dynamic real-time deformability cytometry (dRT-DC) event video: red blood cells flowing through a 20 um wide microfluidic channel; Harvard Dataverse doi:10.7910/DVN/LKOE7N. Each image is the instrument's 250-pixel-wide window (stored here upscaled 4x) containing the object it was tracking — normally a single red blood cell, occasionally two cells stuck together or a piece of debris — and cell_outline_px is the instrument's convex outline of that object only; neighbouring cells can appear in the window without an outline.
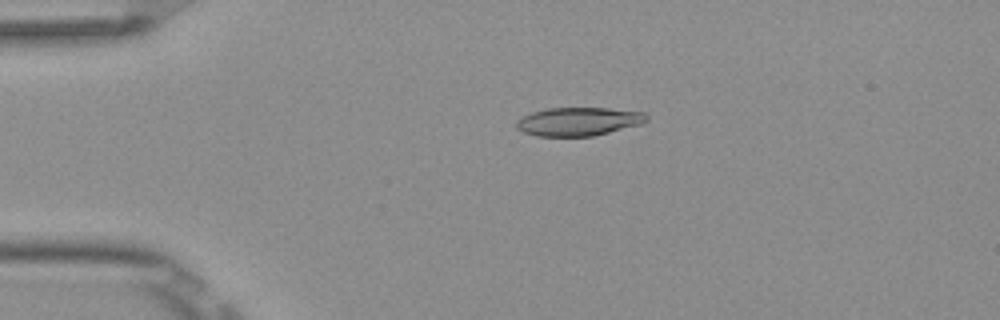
{"species": "Egyptian fruit bat (a non-hibernating species)", "species_latin": "Rousettus aegyptiacus", "temperature_condition": "room temperature", "stored_images_in_passage": 2, "camera_frame_rate_fps": 3000, "um_per_image_px": 0.085, "frame": {"image": 1, "passage_image": 1, "time_ms": 0.0, "image_size_px": [1000, 320], "cell_outline_px": [[648, 120], [640, 124], [592, 136], [536, 136], [524, 132], [516, 128], [516, 120], [532, 112], [548, 108], [608, 108], [644, 112], [648, 116]], "centroid_in_image_um": [49.16, 10.32], "position_along_channel_um": 35.8, "area_um2": 21.44}}